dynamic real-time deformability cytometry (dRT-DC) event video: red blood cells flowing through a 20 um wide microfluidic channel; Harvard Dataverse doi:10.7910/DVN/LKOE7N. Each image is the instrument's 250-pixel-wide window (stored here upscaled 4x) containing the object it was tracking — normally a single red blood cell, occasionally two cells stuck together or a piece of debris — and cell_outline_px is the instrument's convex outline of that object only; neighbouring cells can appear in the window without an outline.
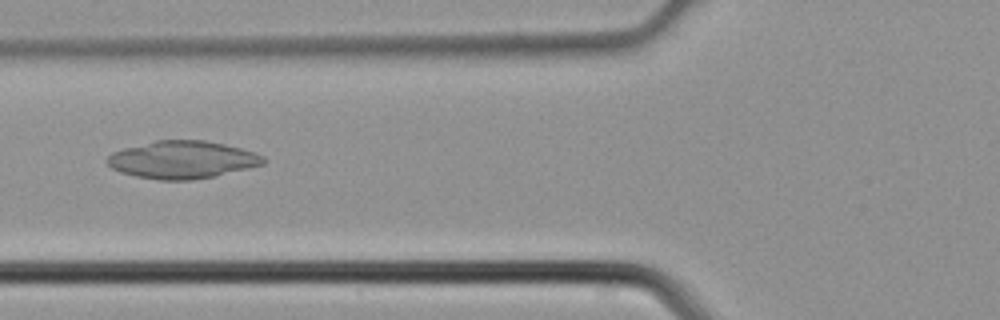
{"species": "common noctule bat (a hibernating species)", "species_latin": "Nyctalus noctula", "temperature_condition": "cold", "stored_images_in_passage": 5, "camera_frame_rate_fps": 3000, "um_per_image_px": 0.085, "animal": {"sex": "male", "body_mass_g": 21.5, "forearm_length_mm": 52.0}, "frame": {"image": 1, "passage_image": 5, "time_ms": 1.333, "image_size_px": [1000, 320], "cell_outline_px": [[268, 160], [264, 164], [248, 168], [212, 176], [192, 180], [160, 180], [136, 176], [120, 172], [112, 168], [104, 160], [112, 152], [124, 148], [156, 140], [204, 140], [224, 144], [256, 152], [264, 156]], "centroid_in_image_um": [15.49, 13.57], "position_along_channel_um": 110.3, "area_um2": 34.16}}